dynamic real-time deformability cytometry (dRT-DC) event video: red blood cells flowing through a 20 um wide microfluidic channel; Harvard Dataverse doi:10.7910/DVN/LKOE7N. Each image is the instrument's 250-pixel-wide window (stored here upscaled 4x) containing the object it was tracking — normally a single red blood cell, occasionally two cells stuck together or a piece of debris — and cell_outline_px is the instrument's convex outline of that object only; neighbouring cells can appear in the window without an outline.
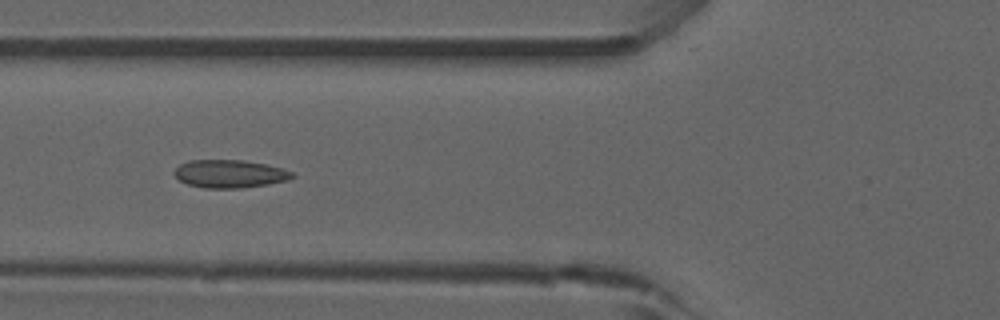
{"species": "common noctule bat (a hibernating species)", "species_latin": "Nyctalus noctula", "temperature_condition": "room temperature", "stored_images_in_passage": 29, "camera_frame_rate_fps": 3000, "um_per_image_px": 0.085, "animal": {"sex": "male", "forearm_length_mm": 52.5}, "frame": {"image": 1, "passage_image": 5, "time_ms": 1.333, "image_size_px": [1000, 320], "cell_outline_px": [[296, 176], [288, 180], [268, 184], [240, 188], [204, 188], [188, 184], [180, 180], [172, 172], [180, 164], [188, 160], [244, 160], [264, 164], [280, 168], [292, 172]], "centroid_in_image_um": [19.51, 14.77], "position_along_channel_um": 106.3, "area_um2": 19.13}}
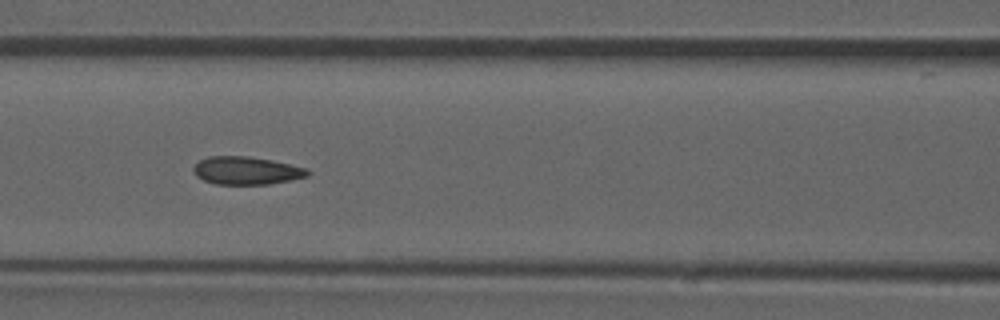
{"frame": {"image": 2, "passage_image": 8, "time_ms": 2.333, "image_size_px": [1000, 320], "cell_outline_px": [[312, 172], [308, 176], [268, 184], [216, 184], [204, 180], [196, 176], [192, 168], [200, 160], [208, 156], [248, 156], [272, 160], [308, 168]], "centroid_in_image_um": [20.96, 14.49], "position_along_channel_um": 145.6, "area_um2": 18.55}, "authors_computed_cell_mechanics": {"area_um2": 18.5538, "velocity_mm_per_s": 3.9065, "shape_relaxation_time_tau1_ms": null, "shape_relaxation_time_tau2_ms": 1.5867, "deformation_change_tau1": null, "deformation_change_tau2": 0.0515}}